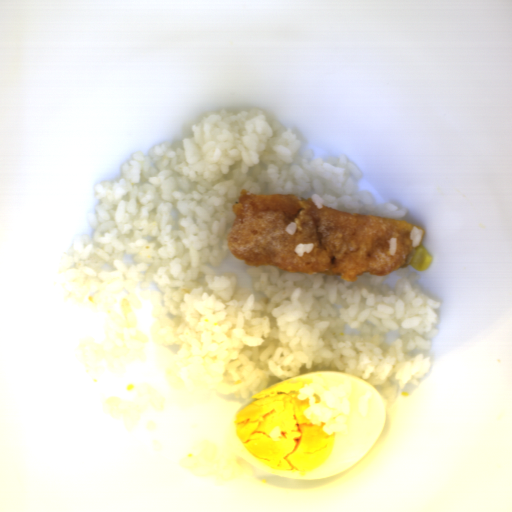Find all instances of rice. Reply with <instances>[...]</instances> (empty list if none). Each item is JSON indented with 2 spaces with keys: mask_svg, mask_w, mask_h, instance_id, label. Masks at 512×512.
I'll return each instance as SVG.
<instances>
[{
  "mask_svg": "<svg viewBox=\"0 0 512 512\" xmlns=\"http://www.w3.org/2000/svg\"><path fill=\"white\" fill-rule=\"evenodd\" d=\"M190 128L193 137L132 153L118 180L94 185L99 203L58 283L93 328L80 356L109 422L182 411L181 467L209 481L267 482L230 442L240 406L314 371L355 374L395 403L435 365L425 351L442 302L407 265L342 281L237 260L227 234L242 189L404 221L409 208L359 189L363 172L348 156L301 155L292 127L265 110L223 108Z\"/></svg>",
  "mask_w": 512,
  "mask_h": 512,
  "instance_id": "652b925c",
  "label": "rice"
}]
</instances>
